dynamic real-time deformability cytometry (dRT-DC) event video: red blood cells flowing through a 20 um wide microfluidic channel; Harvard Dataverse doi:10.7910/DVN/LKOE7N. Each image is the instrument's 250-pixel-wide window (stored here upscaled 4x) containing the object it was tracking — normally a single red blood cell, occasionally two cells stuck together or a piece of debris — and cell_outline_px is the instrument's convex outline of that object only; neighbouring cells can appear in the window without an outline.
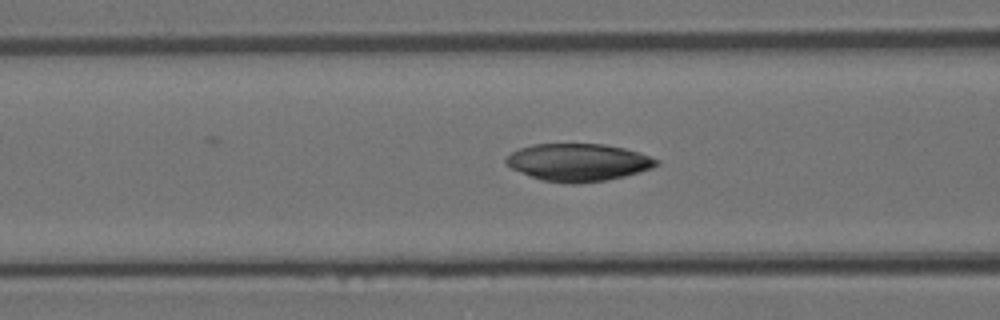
{"species": "Egyptian fruit bat (a non-hibernating species)", "species_latin": "Rousettus aegyptiacus", "temperature_condition": "room temperature", "stored_images_in_passage": 41, "camera_frame_rate_fps": 3000, "um_per_image_px": 0.085, "animal": {"sex": "female"}, "frame": {"image": 1, "passage_image": 17, "time_ms": 5.333, "image_size_px": [1000, 320], "cell_outline_px": [[660, 164], [652, 168], [640, 172], [624, 176], [604, 180], [576, 184], [568, 184], [540, 180], [520, 172], [504, 164], [504, 160], [512, 152], [520, 148], [532, 144], [604, 144], [624, 148], [640, 152], [660, 160]], "centroid_in_image_um": [49.16, 13.8], "position_along_channel_um": 117.4, "area_um2": 33.06}}
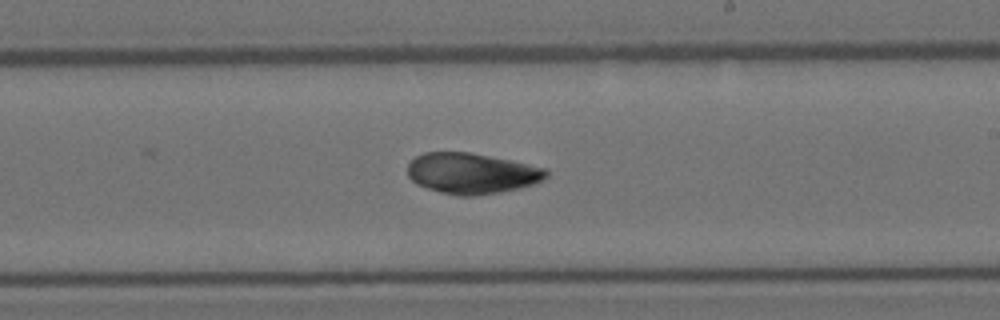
{"frame": {"image": 2, "passage_image": 26, "time_ms": 8.333, "image_size_px": [1000, 320], "cell_outline_px": [[548, 176], [532, 184], [520, 188], [500, 192], [476, 196], [456, 196], [440, 192], [416, 184], [408, 176], [408, 164], [416, 156], [424, 152], [468, 152], [528, 164], [544, 168], [548, 172]], "centroid_in_image_um": [40.06, 14.74], "position_along_channel_um": 248.9, "area_um2": 32.71}}
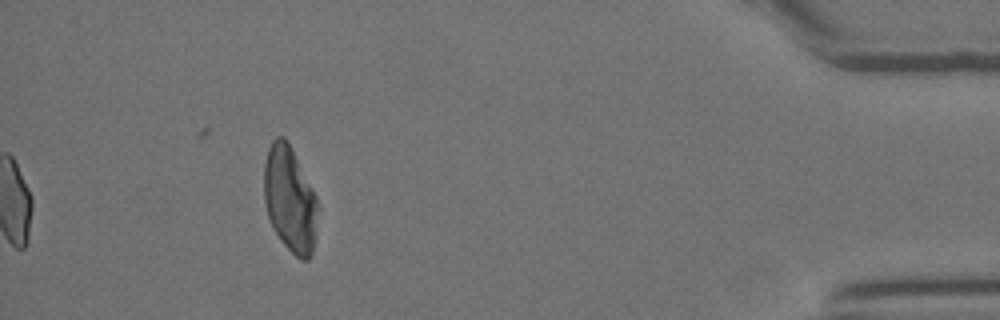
{"frame": {"image": 3, "passage_image": 41, "time_ms": 13.333, "image_size_px": [1000, 320], "cell_outline_px": [[320, 208], [312, 252], [308, 260], [300, 260], [280, 240], [272, 228], [268, 216], [264, 200], [264, 164], [268, 148], [272, 140], [276, 136], [284, 136], [288, 140], [316, 196]], "centroid_in_image_um": [24.65, 16.93], "position_along_channel_um": 410.6, "area_um2": 33.47}}